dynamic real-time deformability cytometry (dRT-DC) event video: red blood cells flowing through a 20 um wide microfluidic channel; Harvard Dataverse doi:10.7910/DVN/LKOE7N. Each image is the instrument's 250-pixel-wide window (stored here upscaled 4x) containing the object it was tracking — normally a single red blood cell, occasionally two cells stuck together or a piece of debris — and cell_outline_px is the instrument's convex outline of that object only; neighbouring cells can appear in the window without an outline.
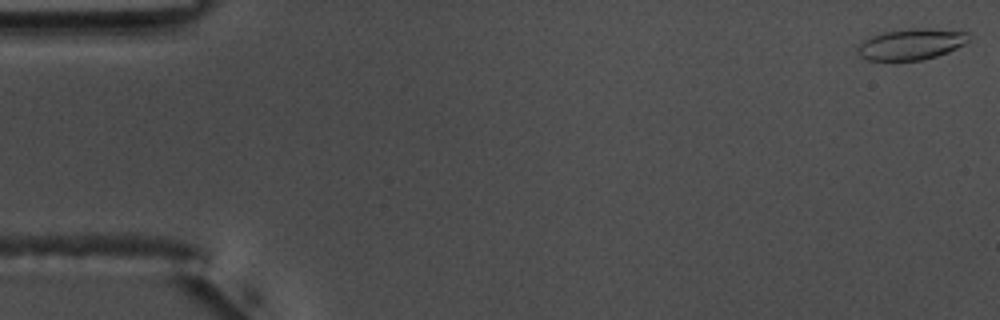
{"species": "common noctule bat (a hibernating species)", "species_latin": "Nyctalus noctula", "temperature_condition": "warm", "stored_images_in_passage": 55, "camera_frame_rate_fps": 3000, "um_per_image_px": 0.085, "animal": {"sex": "male", "body_mass_g": 17.5, "forearm_length_mm": 52.3}, "frame": {"image": 1, "passage_image": 1, "time_ms": 0.0, "image_size_px": [1000, 320], "cell_outline_px": [[968, 40], [964, 44], [948, 52], [936, 56], [920, 60], [868, 60], [860, 56], [856, 52], [856, 48], [864, 40], [872, 36], [884, 32], [916, 28], [928, 28], [968, 32]], "centroid_in_image_um": [77.43, 3.76], "position_along_channel_um": 7.6, "area_um2": 19.88}}
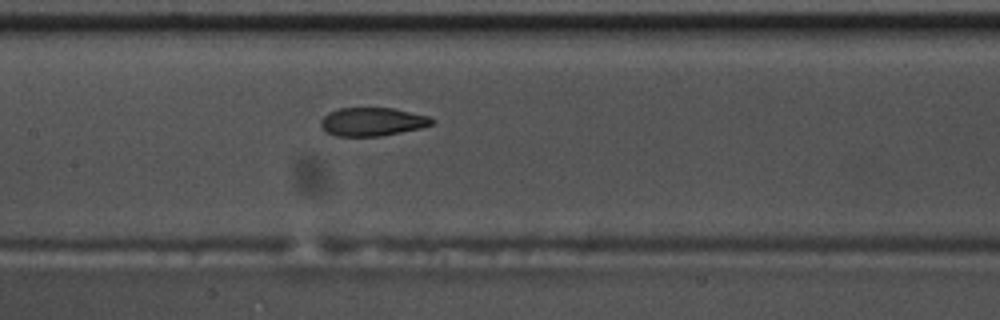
{"frame": {"image": 2, "passage_image": 26, "time_ms": 8.333, "image_size_px": [1000, 320], "cell_outline_px": [[436, 120], [432, 124], [420, 128], [380, 136], [336, 136], [324, 132], [320, 124], [320, 120], [328, 112], [340, 108], [392, 108], [428, 116]], "centroid_in_image_um": [31.6, 10.35], "position_along_channel_um": 175.8, "area_um2": 18.38}}
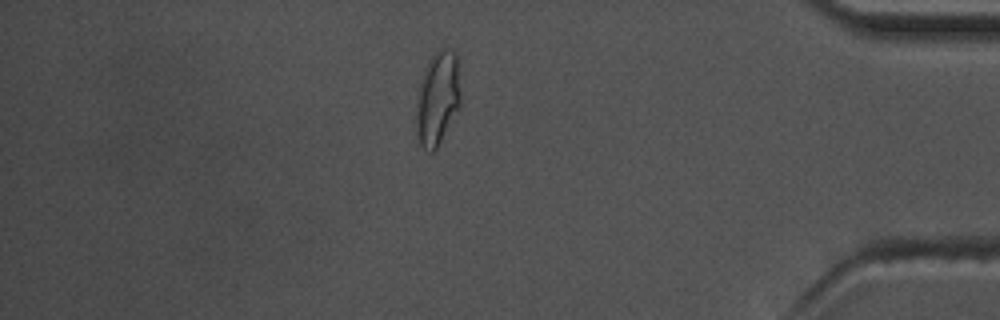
{"frame": {"image": 3, "passage_image": 47, "time_ms": 15.333, "image_size_px": [1000, 320], "cell_outline_px": [[460, 108], [436, 148], [432, 152], [428, 152], [416, 144], [416, 104], [420, 84], [428, 60], [440, 48], [444, 48], [456, 52], [460, 96]], "centroid_in_image_um": [37.17, 8.42], "position_along_channel_um": 398.0, "area_um2": 24.33}, "authors_computed_cell_mechanics": {"area_um2": 19.652, "velocity_mm_per_s": 3.7084, "shape_relaxation_time_tau1_ms": 6.3472, "shape_relaxation_time_tau2_ms": 1.6883, "deformation_change_tau1": 0.2017, "deformation_change_tau2": 0.0782}}